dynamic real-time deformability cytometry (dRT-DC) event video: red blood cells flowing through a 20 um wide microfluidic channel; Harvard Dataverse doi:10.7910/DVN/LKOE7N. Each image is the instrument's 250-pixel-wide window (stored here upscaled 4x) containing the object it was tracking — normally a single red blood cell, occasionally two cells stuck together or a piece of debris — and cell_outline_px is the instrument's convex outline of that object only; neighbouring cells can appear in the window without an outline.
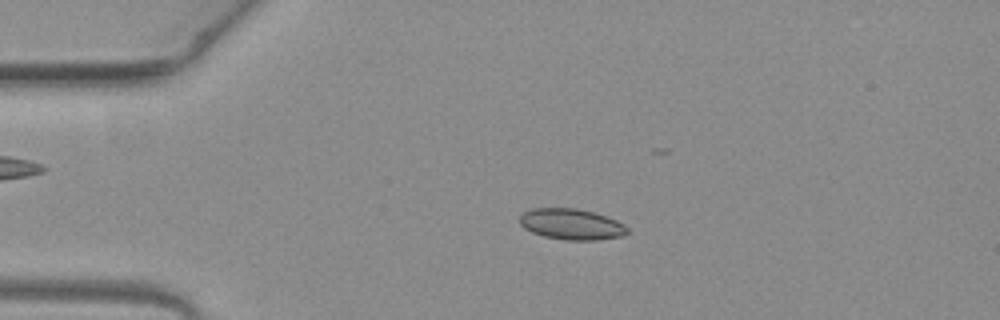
{"species": "common noctule bat (a hibernating species)", "species_latin": "Nyctalus noctula", "temperature_condition": "warm", "stored_images_in_passage": 52, "camera_frame_rate_fps": 3000, "um_per_image_px": 0.085, "animal": {"sex": "female", "body_mass_g": 19.3, "forearm_length_mm": 54.1}, "frame": {"image": 1, "passage_image": 11, "time_ms": 3.333, "image_size_px": [1000, 320], "cell_outline_px": [[628, 232], [620, 236], [596, 240], [564, 240], [544, 236], [532, 232], [524, 228], [520, 224], [520, 216], [524, 212], [532, 208], [576, 208], [592, 212], [616, 220], [624, 224], [628, 228]], "centroid_in_image_um": [48.55, 19.06], "position_along_channel_um": 36.4, "area_um2": 19.25}}
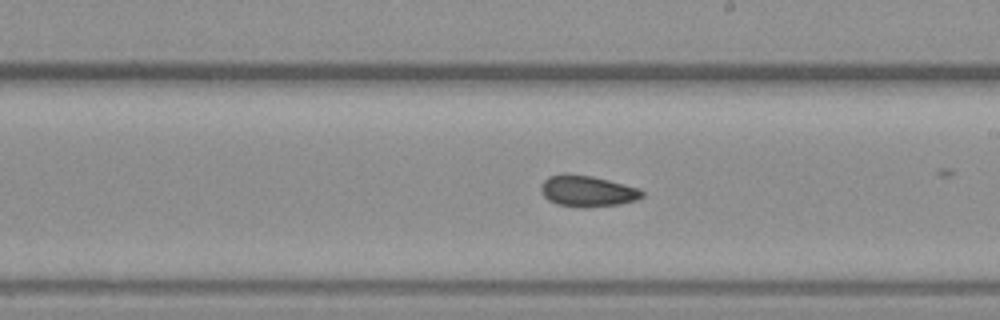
{"frame": {"image": 2, "passage_image": 29, "time_ms": 9.333, "image_size_px": [1000, 320], "cell_outline_px": [[644, 196], [636, 200], [620, 204], [584, 208], [580, 208], [556, 204], [548, 200], [540, 192], [540, 184], [548, 176], [564, 172], [592, 176], [640, 188], [644, 192]], "centroid_in_image_um": [49.89, 16.24], "position_along_channel_um": 239.1, "area_um2": 18.79}}
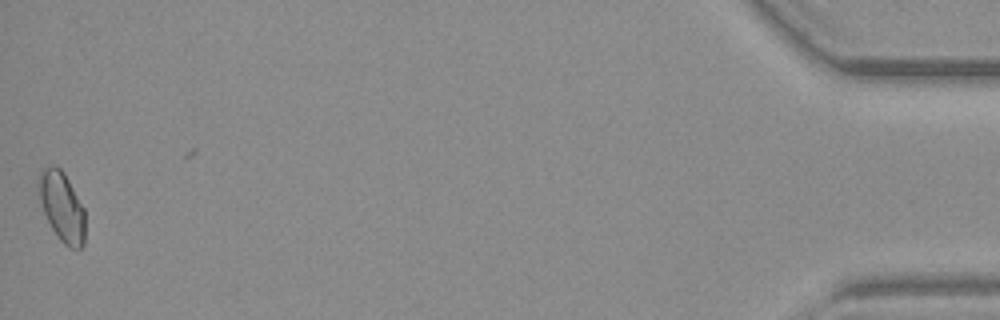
{"frame": {"image": 3, "passage_image": 51, "time_ms": 16.667, "image_size_px": [1000, 320], "cell_outline_px": [[84, 244], [80, 248], [68, 248], [60, 240], [52, 228], [40, 204], [36, 184], [36, 180], [40, 172], [48, 164], [56, 164], [64, 172], [84, 208]], "centroid_in_image_um": [5.22, 17.51], "position_along_channel_um": 430.0, "area_um2": 19.13}, "authors_computed_cell_mechanics": {"area_um2": 18.4382, "velocity_mm_per_s": 3.9828, "shape_relaxation_time_tau1_ms": 4.5579, "shape_relaxation_time_tau2_ms": 2.7011, "deformation_change_tau1": 0.07, "deformation_change_tau2": 0.0711}}